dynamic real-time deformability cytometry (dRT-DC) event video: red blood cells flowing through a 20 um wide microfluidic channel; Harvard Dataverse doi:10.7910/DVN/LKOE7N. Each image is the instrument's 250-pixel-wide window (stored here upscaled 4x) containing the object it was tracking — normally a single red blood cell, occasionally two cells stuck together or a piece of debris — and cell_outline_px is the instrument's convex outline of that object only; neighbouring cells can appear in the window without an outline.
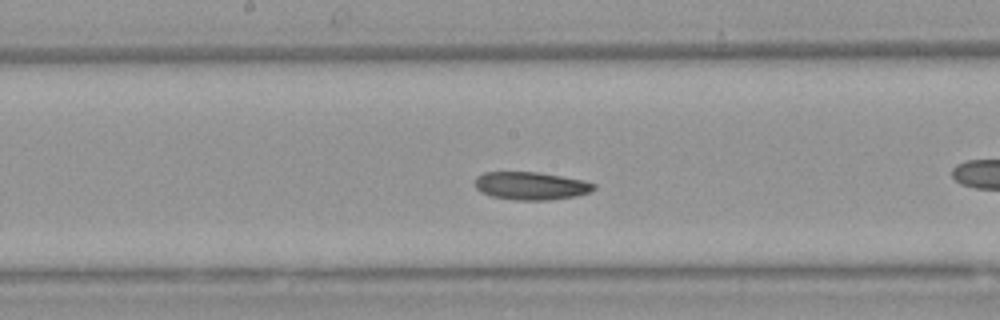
{"species": "Egyptian fruit bat (a non-hibernating species)", "species_latin": "Rousettus aegyptiacus", "temperature_condition": "warm", "stored_images_in_passage": 47, "camera_frame_rate_fps": 3000, "um_per_image_px": 0.085, "animal": {"sex": "female"}, "frame": {"image": 1, "passage_image": 21, "time_ms": 6.667, "image_size_px": [1000, 320], "cell_outline_px": [[596, 188], [588, 192], [576, 196], [548, 200], [516, 200], [492, 196], [480, 192], [476, 188], [476, 176], [484, 172], [540, 172], [584, 180], [596, 184]], "centroid_in_image_um": [45.14, 15.79], "position_along_channel_um": 203.1, "area_um2": 19.36}}
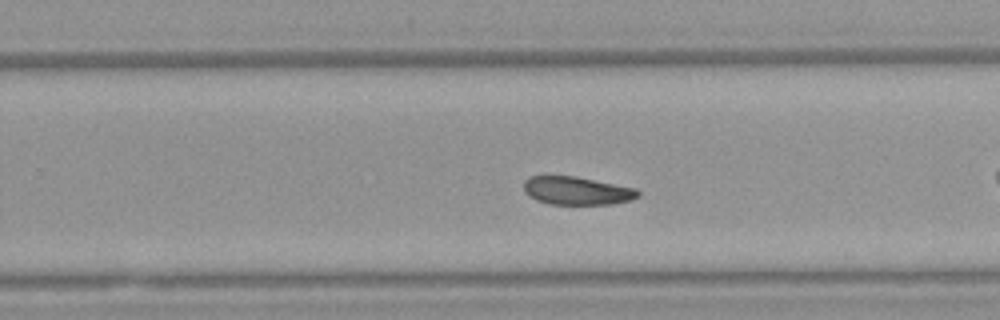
{"frame": {"image": 2, "passage_image": 27, "time_ms": 8.667, "image_size_px": [1000, 320], "cell_outline_px": [[640, 196], [632, 200], [612, 204], [548, 204], [536, 200], [528, 196], [524, 192], [524, 180], [528, 176], [576, 176], [636, 188], [640, 192]], "centroid_in_image_um": [49.03, 16.21], "position_along_channel_um": 280.8, "area_um2": 18.96}, "authors_computed_cell_mechanics": {"area_um2": 20.0566, "velocity_mm_per_s": 3.9013, "shape_relaxation_time_tau1_ms": 6.305, "shape_relaxation_time_tau2_ms": null, "deformation_change_tau1": 0.1129, "deformation_change_tau2": null}}